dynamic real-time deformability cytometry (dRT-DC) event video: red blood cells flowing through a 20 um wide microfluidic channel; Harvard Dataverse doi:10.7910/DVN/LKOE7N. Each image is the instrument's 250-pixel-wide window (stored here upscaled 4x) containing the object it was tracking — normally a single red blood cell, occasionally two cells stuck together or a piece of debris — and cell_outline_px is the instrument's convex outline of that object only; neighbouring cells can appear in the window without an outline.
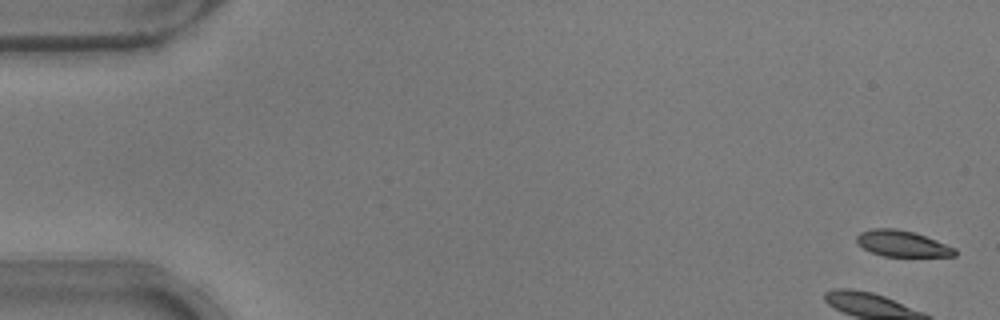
{"species": "common noctule bat (a hibernating species)", "species_latin": "Nyctalus noctula", "temperature_condition": "warm", "stored_images_in_passage": 54, "segment_of_instrument_passage": [1, 2], "camera_frame_rate_fps": 3000, "um_per_image_px": 0.085, "animal": {"sex": "male", "body_mass_g": 17.9}, "frame": {"image": 1, "passage_image": 1, "time_ms": 0.0, "image_size_px": [1000, 320], "cell_outline_px": [[956, 256], [884, 256], [872, 252], [856, 244], [856, 236], [860, 232], [872, 228], [896, 228], [912, 232], [936, 240], [956, 248]], "centroid_in_image_um": [76.66, 20.7], "position_along_channel_um": 8.3, "area_um2": 14.85}}